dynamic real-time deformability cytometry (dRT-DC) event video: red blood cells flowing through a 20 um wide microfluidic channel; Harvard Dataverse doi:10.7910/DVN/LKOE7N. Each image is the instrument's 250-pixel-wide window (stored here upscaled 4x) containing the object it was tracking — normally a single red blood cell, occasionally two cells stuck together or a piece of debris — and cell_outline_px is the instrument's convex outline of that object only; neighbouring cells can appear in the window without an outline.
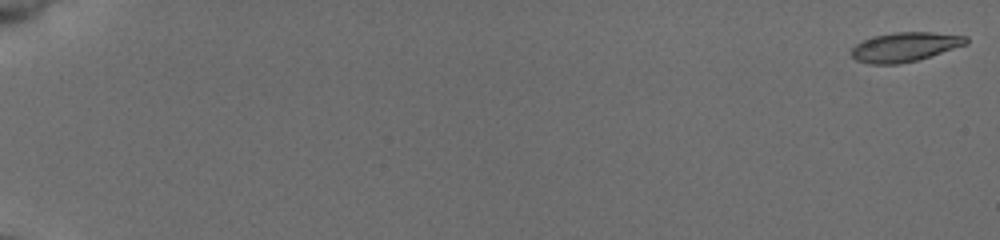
{"species": "common noctule bat (a hibernating species)", "species_latin": "Nyctalus noctula", "temperature_condition": "cold", "stored_images_in_passage": 55, "camera_frame_rate_fps": 3000, "um_per_image_px": 0.085, "animal": {"sex": "female", "body_mass_g": 19.5, "forearm_length_mm": 54.1}, "frame": {"image": 1, "passage_image": 1, "time_ms": 0.0, "image_size_px": [1000, 240], "cell_outline_px": [[968, 44], [916, 60], [896, 64], [872, 64], [856, 60], [848, 52], [856, 44], [872, 36], [892, 32], [932, 32], [968, 36]], "centroid_in_image_um": [76.9, 3.98], "position_along_channel_um": 8.1, "area_um2": 19.59}}
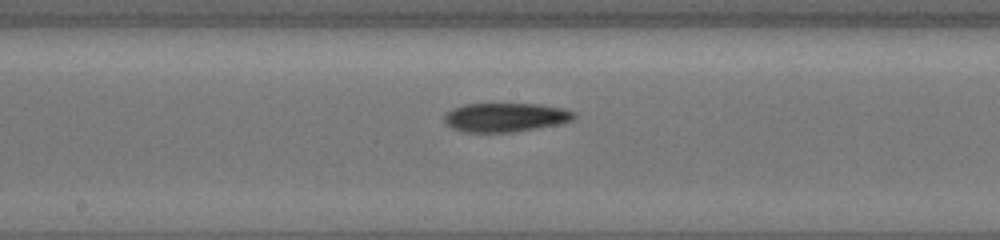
{"frame": {"image": 2, "passage_image": 32, "time_ms": 10.333, "image_size_px": [1000, 240], "cell_outline_px": [[576, 116], [572, 120], [560, 124], [512, 132], [464, 132], [452, 128], [444, 120], [444, 116], [452, 108], [464, 104], [540, 104], [564, 108], [576, 112]], "centroid_in_image_um": [42.99, 9.97], "position_along_channel_um": 205.2, "area_um2": 21.91}}
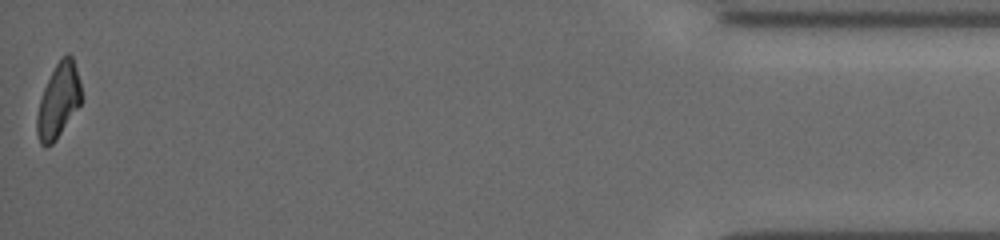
{"frame": {"image": 3, "passage_image": 55, "time_ms": 18.0, "image_size_px": [1000, 240], "cell_outline_px": [[80, 104], [56, 140], [52, 144], [44, 148], [40, 144], [36, 132], [36, 116], [40, 100], [44, 88], [60, 56], [68, 52], [72, 56], [80, 80]], "centroid_in_image_um": [4.94, 8.57], "position_along_channel_um": 430.3, "area_um2": 19.13}}